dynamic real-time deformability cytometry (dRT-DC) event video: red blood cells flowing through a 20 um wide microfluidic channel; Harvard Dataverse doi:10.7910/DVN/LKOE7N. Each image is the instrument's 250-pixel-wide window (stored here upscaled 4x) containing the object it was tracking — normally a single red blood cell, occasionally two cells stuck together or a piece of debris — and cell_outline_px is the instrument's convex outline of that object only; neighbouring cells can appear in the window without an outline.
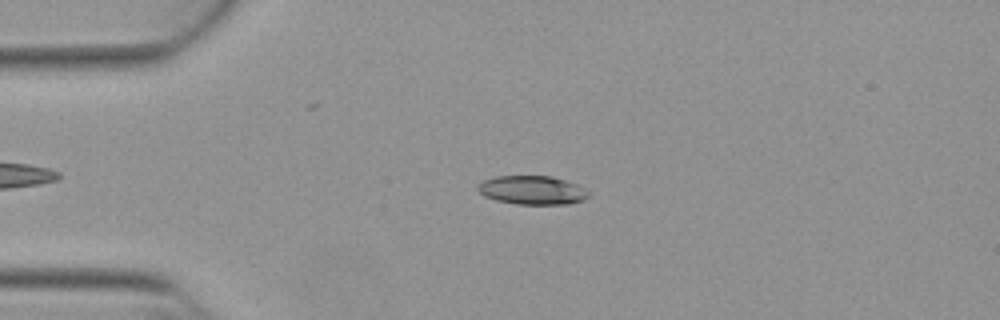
{"species": "Egyptian fruit bat (a non-hibernating species)", "species_latin": "Rousettus aegyptiacus", "temperature_condition": "warm", "stored_images_in_passage": 46, "camera_frame_rate_fps": 3000, "um_per_image_px": 0.085, "animal": {"sex": "female"}, "frame": {"image": 1, "passage_image": 12, "time_ms": 3.667, "image_size_px": [1000, 320], "cell_outline_px": [[592, 192], [584, 200], [568, 204], [516, 204], [496, 200], [484, 196], [476, 188], [484, 180], [496, 176], [552, 176], [576, 184]], "centroid_in_image_um": [45.27, 16.16], "position_along_channel_um": 39.7, "area_um2": 18.55}}
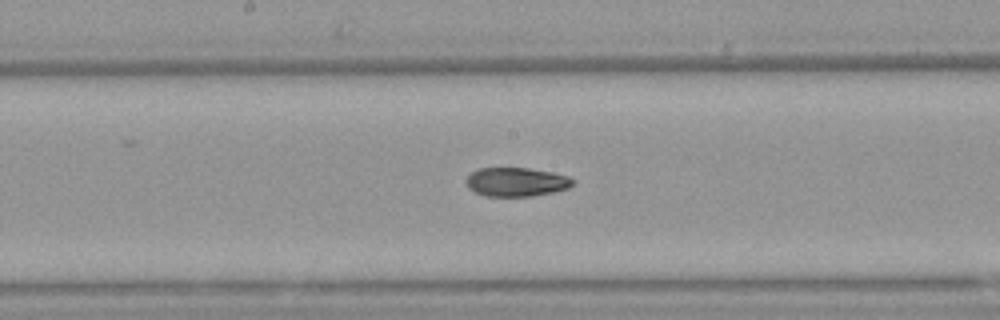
{"frame": {"image": 2, "passage_image": 27, "time_ms": 8.667, "image_size_px": [1000, 320], "cell_outline_px": [[576, 180], [568, 188], [552, 192], [532, 196], [484, 196], [468, 188], [464, 180], [472, 172], [480, 168], [528, 168], [552, 172], [568, 176]], "centroid_in_image_um": [43.87, 15.46], "position_along_channel_um": 204.3, "area_um2": 17.98}}
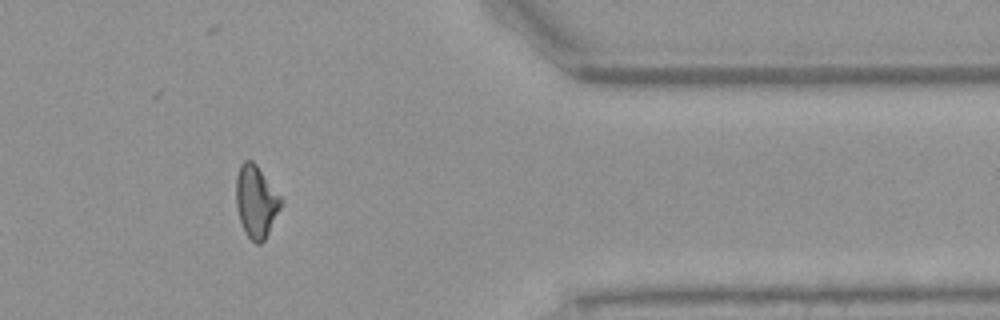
{"frame": {"image": 3, "passage_image": 43, "time_ms": 14.0, "image_size_px": [1000, 320], "cell_outline_px": [[284, 200], [264, 240], [260, 244], [256, 244], [248, 236], [240, 220], [236, 208], [236, 176], [240, 164], [244, 160], [252, 160], [256, 164]], "centroid_in_image_um": [21.76, 17.09], "position_along_channel_um": 389.6, "area_um2": 18.73}, "authors_computed_cell_mechanics": {"area_um2": 19.1318, "velocity_mm_per_s": 3.8805, "shape_relaxation_time_tau1_ms": null, "shape_relaxation_time_tau2_ms": 3.5107, "deformation_change_tau1": null, "deformation_change_tau2": 0.0907}}